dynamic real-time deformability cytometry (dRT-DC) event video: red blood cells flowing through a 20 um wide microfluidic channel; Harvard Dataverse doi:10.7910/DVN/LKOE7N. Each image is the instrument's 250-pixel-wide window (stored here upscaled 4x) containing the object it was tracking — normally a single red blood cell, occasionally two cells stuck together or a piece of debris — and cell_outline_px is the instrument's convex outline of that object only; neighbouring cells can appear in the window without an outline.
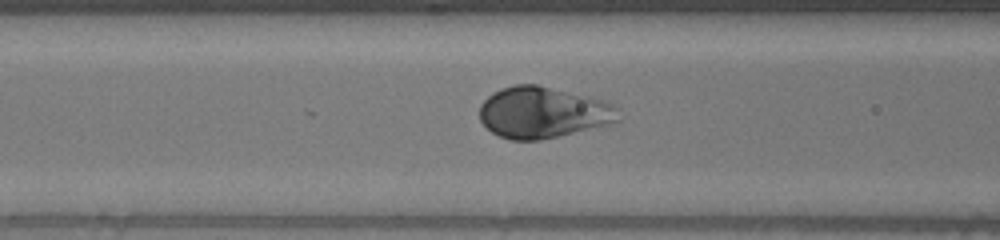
{"species": "human", "species_latin": "Homo sapiens", "temperature_condition": "warm", "stored_images_in_passage": 55, "camera_frame_rate_fps": 3000, "um_per_image_px": 0.085, "donor": {"sex": "male"}, "frame": {"image": 1, "passage_image": 21, "time_ms": 6.667, "image_size_px": [1000, 240], "cell_outline_px": [[620, 120], [608, 124], [540, 140], [508, 140], [492, 132], [480, 120], [480, 104], [492, 92], [516, 84], [536, 84], [592, 96], [608, 100], [620, 108]], "centroid_in_image_um": [46.2, 9.54], "position_along_channel_um": 120.4, "area_um2": 41.79}}
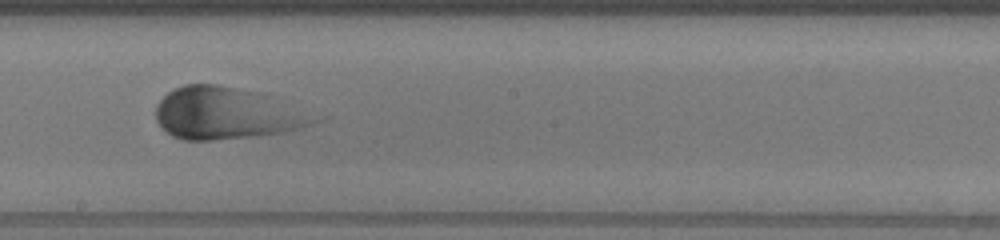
{"frame": {"image": 2, "passage_image": 30, "time_ms": 9.667, "image_size_px": [1000, 240], "cell_outline_px": [[324, 120], [300, 128], [284, 132], [256, 136], [212, 140], [184, 140], [172, 136], [156, 120], [156, 104], [168, 92], [184, 84], [216, 84], [264, 92], [324, 116]], "centroid_in_image_um": [19.38, 9.62], "position_along_channel_um": 228.8, "area_um2": 48.9}}
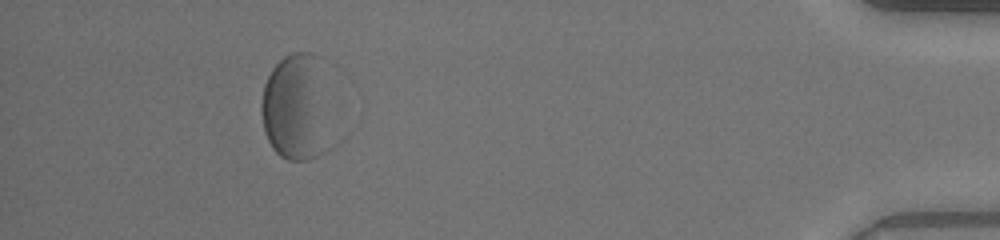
{"frame": {"image": 3, "passage_image": 50, "time_ms": 16.333, "image_size_px": [1000, 240], "cell_outline_px": [[348, 136], [340, 144], [308, 160], [288, 160], [280, 156], [272, 148], [264, 132], [260, 112], [260, 104], [264, 84], [272, 68], [284, 56], [292, 52], [312, 52], [336, 64], [340, 68]], "centroid_in_image_um": [25.81, 9.06], "position_along_channel_um": 409.4, "area_um2": 54.91}}